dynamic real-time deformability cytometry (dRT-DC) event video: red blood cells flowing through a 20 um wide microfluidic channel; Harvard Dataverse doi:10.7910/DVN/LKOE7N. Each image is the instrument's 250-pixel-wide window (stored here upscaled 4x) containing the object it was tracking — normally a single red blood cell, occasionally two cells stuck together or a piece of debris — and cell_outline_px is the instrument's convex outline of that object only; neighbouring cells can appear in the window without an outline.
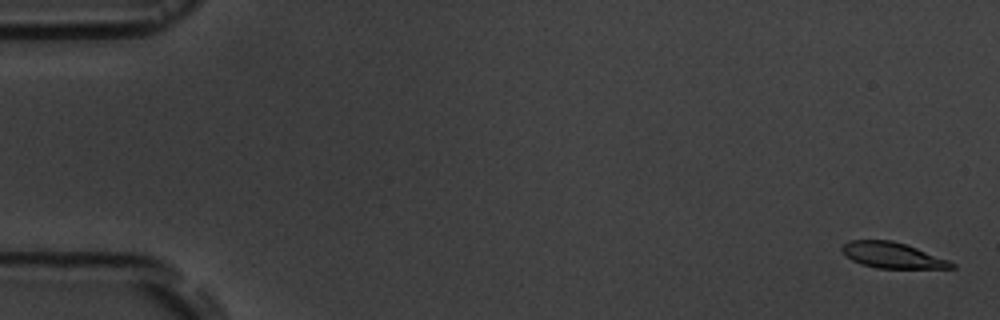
{"species": "common noctule bat (a hibernating species)", "species_latin": "Nyctalus noctula", "temperature_condition": "room temperature", "stored_images_in_passage": 5, "camera_frame_rate_fps": 3000, "um_per_image_px": 0.085, "animal": {"sex": "male", "body_mass_g": 19.5, "forearm_length_mm": 54.6}, "frame": {"image": 1, "passage_image": 1, "time_ms": 0.0, "image_size_px": [1000, 320], "cell_outline_px": [[956, 268], [876, 268], [860, 264], [852, 260], [840, 248], [848, 240], [892, 240], [916, 248], [948, 260], [956, 264]], "centroid_in_image_um": [75.84, 21.7], "position_along_channel_um": 9.2, "area_um2": 16.24}}
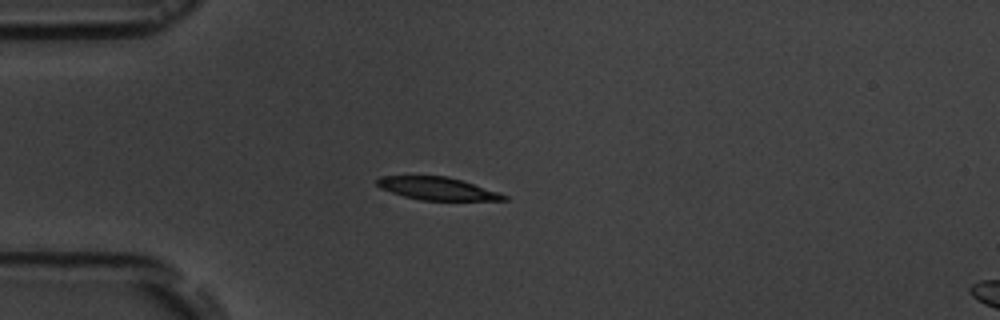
{"frame": {"image": 2, "passage_image": 5, "time_ms": 4.667, "image_size_px": [1000, 320], "cell_outline_px": [[508, 200], [420, 200], [404, 196], [380, 188], [376, 184], [376, 180], [380, 176], [448, 176], [500, 192], [508, 196]], "centroid_in_image_um": [37.18, 16.02], "position_along_channel_um": 47.8, "area_um2": 16.76}}